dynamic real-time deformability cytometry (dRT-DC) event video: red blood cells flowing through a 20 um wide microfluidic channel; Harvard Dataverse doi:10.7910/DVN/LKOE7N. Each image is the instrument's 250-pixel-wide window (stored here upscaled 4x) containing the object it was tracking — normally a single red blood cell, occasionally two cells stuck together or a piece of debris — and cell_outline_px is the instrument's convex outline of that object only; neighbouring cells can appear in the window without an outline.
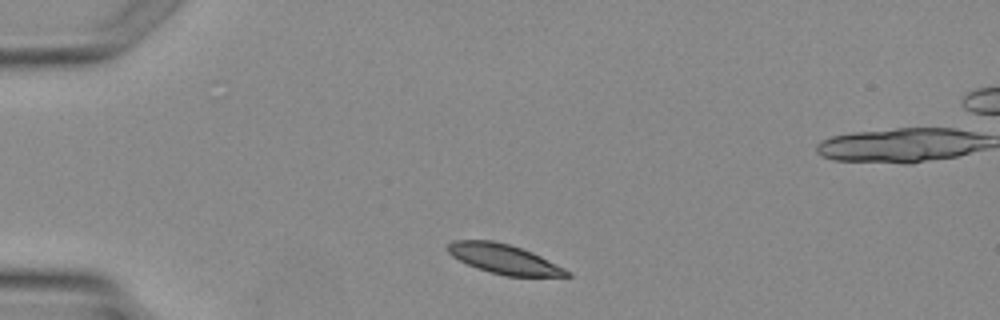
{"species": "Egyptian fruit bat (a non-hibernating species)", "species_latin": "Rousettus aegyptiacus", "temperature_condition": "warm", "stored_images_in_passage": 3, "camera_frame_rate_fps": 3000, "um_per_image_px": 0.085, "animal": {"sex": "female"}, "frame": {"image": 1, "passage_image": 1, "time_ms": 0.0, "image_size_px": [1000, 320], "cell_outline_px": [[572, 276], [504, 276], [476, 268], [452, 256], [448, 252], [448, 244], [452, 240], [492, 240], [508, 244], [532, 252], [572, 272]], "centroid_in_image_um": [42.83, 22.02], "position_along_channel_um": 42.2, "area_um2": 20.35}}